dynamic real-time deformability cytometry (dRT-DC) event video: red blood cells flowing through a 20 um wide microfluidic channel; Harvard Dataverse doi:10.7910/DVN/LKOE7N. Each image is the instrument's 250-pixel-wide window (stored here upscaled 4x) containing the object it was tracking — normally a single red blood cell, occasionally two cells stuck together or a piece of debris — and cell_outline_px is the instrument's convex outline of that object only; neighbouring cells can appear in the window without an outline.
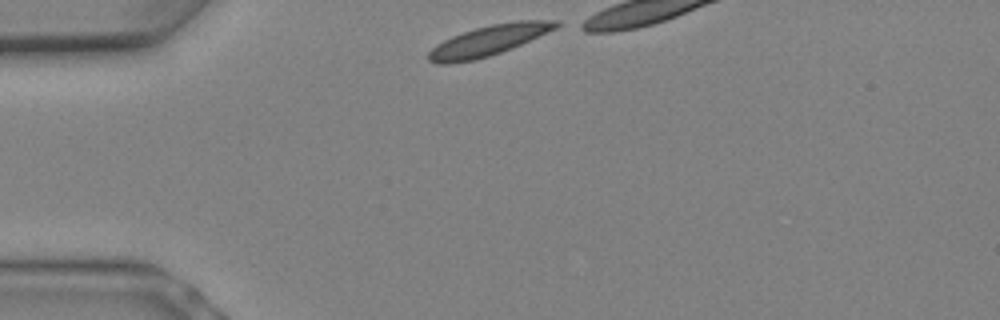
{"species": "Egyptian fruit bat (a non-hibernating species)", "species_latin": "Rousettus aegyptiacus", "temperature_condition": "warm", "stored_images_in_passage": 6, "camera_frame_rate_fps": 3000, "um_per_image_px": 0.085, "animal": {"sex": "female"}, "frame": {"image": 1, "passage_image": 1, "time_ms": 0.0, "image_size_px": [1000, 320], "cell_outline_px": [[564, 24], [556, 28], [512, 48], [476, 60], [452, 64], [436, 64], [428, 60], [428, 52], [436, 44], [452, 36], [476, 28], [492, 24], [516, 20], [560, 20]], "centroid_in_image_um": [41.53, 3.44], "position_along_channel_um": 43.5, "area_um2": 22.6}}